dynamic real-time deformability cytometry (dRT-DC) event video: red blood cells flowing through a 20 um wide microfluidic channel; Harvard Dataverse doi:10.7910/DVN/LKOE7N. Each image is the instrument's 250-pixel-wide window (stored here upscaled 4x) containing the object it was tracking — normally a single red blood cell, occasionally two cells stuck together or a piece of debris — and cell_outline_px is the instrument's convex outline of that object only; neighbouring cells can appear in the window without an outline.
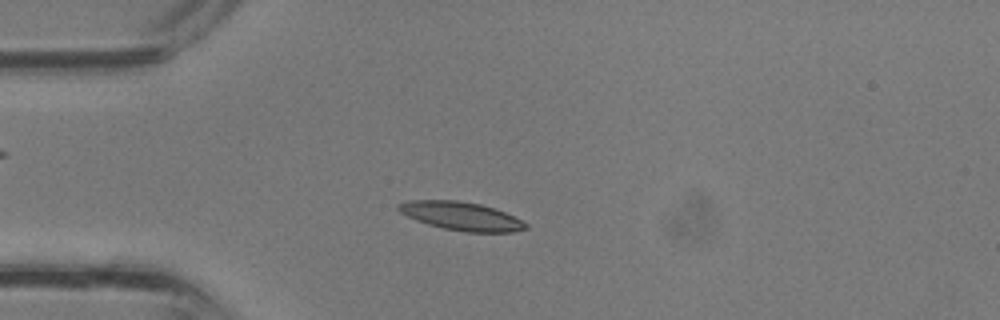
{"species": "common noctule bat (a hibernating species)", "species_latin": "Nyctalus noctula", "temperature_condition": "room temperature", "stored_images_in_passage": 34, "camera_frame_rate_fps": 3000, "um_per_image_px": 0.085, "animal": {"sex": "male", "body_mass_g": 13.3}, "frame": {"image": 1, "passage_image": 8, "time_ms": 2.333, "image_size_px": [1000, 320], "cell_outline_px": [[528, 228], [512, 232], [464, 232], [444, 228], [428, 224], [416, 220], [400, 212], [396, 208], [396, 204], [408, 200], [456, 200], [480, 204], [496, 208], [528, 224]], "centroid_in_image_um": [39.18, 18.36], "position_along_channel_um": 45.8, "area_um2": 21.04}}
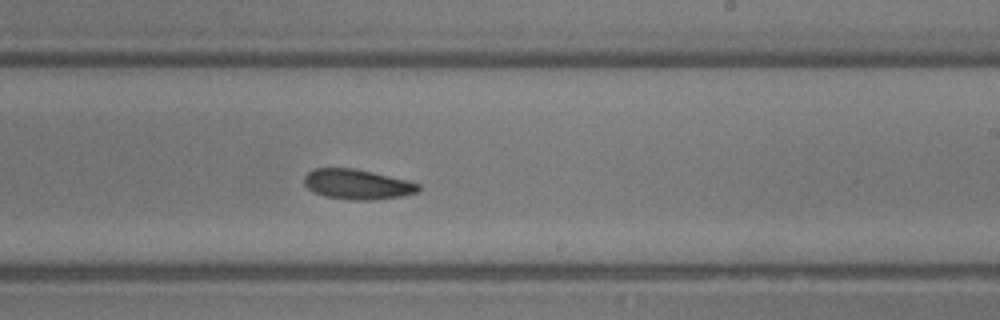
{"frame": {"image": 2, "passage_image": 20, "time_ms": 6.333, "image_size_px": [1000, 320], "cell_outline_px": [[420, 192], [404, 196], [372, 200], [352, 200], [324, 196], [312, 192], [304, 184], [304, 176], [308, 172], [316, 168], [356, 168], [408, 180], [420, 184]], "centroid_in_image_um": [30.39, 15.67], "position_along_channel_um": 258.6, "area_um2": 20.29}}
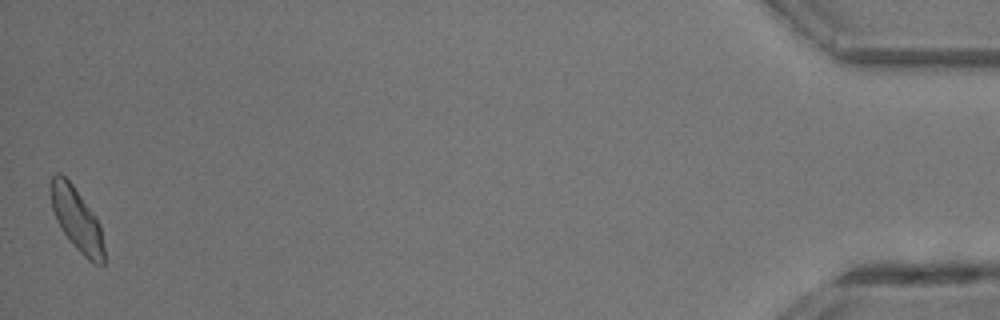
{"frame": {"image": 3, "passage_image": 34, "time_ms": 11.0, "image_size_px": [1000, 320], "cell_outline_px": [[104, 264], [96, 264], [88, 260], [72, 244], [56, 220], [52, 208], [52, 176], [56, 172], [60, 172], [72, 184], [96, 216], [100, 224], [104, 248]], "centroid_in_image_um": [6.55, 18.66], "position_along_channel_um": 428.6, "area_um2": 19.25}}